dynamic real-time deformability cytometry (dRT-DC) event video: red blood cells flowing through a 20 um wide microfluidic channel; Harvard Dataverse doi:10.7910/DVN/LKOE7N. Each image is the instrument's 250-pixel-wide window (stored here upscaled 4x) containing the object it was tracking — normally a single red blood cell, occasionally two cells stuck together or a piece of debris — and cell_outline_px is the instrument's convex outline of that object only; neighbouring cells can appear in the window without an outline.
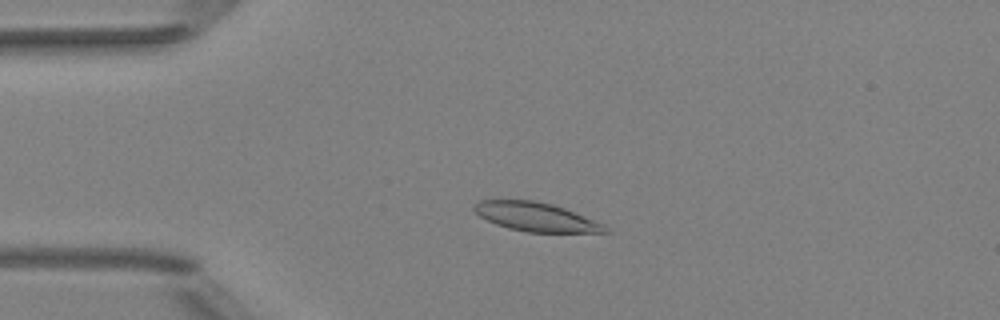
{"species": "Egyptian fruit bat (a non-hibernating species)", "species_latin": "Rousettus aegyptiacus", "temperature_condition": "room temperature", "stored_images_in_passage": 49, "camera_frame_rate_fps": 3000, "um_per_image_px": 0.085, "animal": {"sex": "female"}, "frame": {"image": 1, "passage_image": 10, "time_ms": 3.0, "image_size_px": [1000, 320], "cell_outline_px": [[612, 232], [528, 232], [508, 228], [496, 224], [480, 216], [472, 208], [472, 204], [476, 200], [532, 200], [552, 204], [564, 208], [604, 224]], "centroid_in_image_um": [45.52, 18.43], "position_along_channel_um": 39.5, "area_um2": 21.91}}
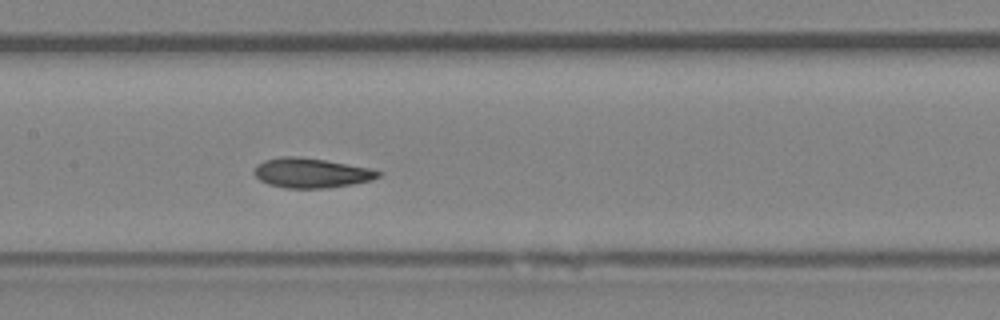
{"frame": {"image": 2, "passage_image": 23, "time_ms": 7.333, "image_size_px": [1000, 320], "cell_outline_px": [[384, 172], [380, 176], [368, 180], [352, 184], [328, 188], [284, 188], [268, 184], [260, 180], [252, 172], [256, 164], [264, 160], [280, 156], [296, 156], [324, 160], [368, 168]], "centroid_in_image_um": [26.39, 14.7], "position_along_channel_um": 181.0, "area_um2": 21.44}}
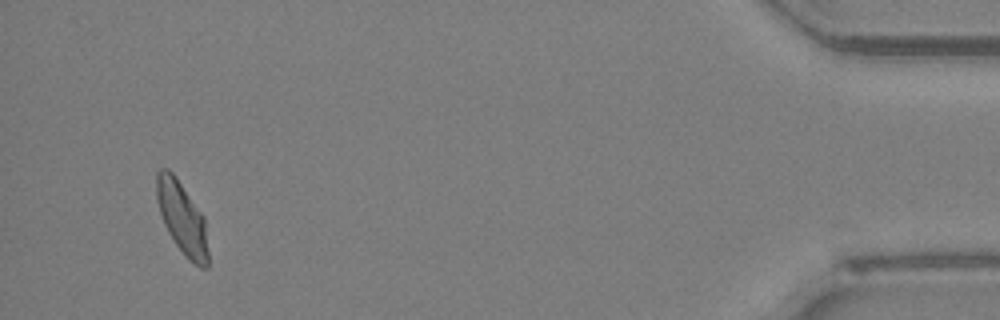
{"frame": {"image": 3, "passage_image": 47, "time_ms": 15.333, "image_size_px": [1000, 320], "cell_outline_px": [[208, 268], [200, 268], [188, 260], [176, 244], [168, 232], [164, 224], [156, 200], [156, 172], [160, 168], [168, 168], [176, 176], [204, 216], [208, 252]], "centroid_in_image_um": [15.47, 18.52], "position_along_channel_um": 419.7, "area_um2": 21.85}, "authors_computed_cell_mechanics": {"area_um2": 21.7328, "velocity_mm_per_s": 3.9589, "shape_relaxation_time_tau1_ms": 4.5594, "shape_relaxation_time_tau2_ms": 1.4111, "deformation_change_tau1": 0.1436, "deformation_change_tau2": 0.0614}}